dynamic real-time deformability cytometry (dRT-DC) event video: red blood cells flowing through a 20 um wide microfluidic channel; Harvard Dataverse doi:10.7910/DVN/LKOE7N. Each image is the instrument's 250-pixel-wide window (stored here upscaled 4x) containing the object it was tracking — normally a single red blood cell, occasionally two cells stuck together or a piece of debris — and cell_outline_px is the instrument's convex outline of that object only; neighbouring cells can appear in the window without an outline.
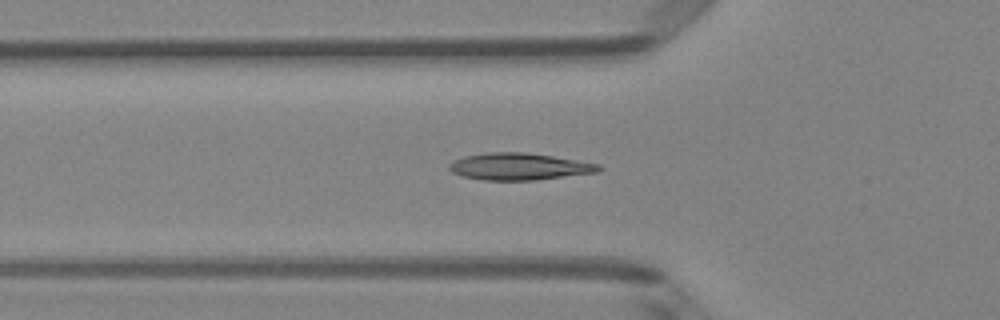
{"species": "Egyptian fruit bat (a non-hibernating species)", "species_latin": "Rousettus aegyptiacus", "temperature_condition": "room temperature", "stored_images_in_passage": 41, "camera_frame_rate_fps": 3000, "um_per_image_px": 0.085, "animal": {"sex": "female"}, "frame": {"image": 1, "passage_image": 10, "time_ms": 3.0, "image_size_px": [1000, 320], "cell_outline_px": [[604, 168], [600, 172], [536, 180], [480, 180], [460, 176], [452, 172], [448, 168], [448, 164], [464, 156], [488, 152], [524, 152], [552, 156], [600, 164]], "centroid_in_image_um": [44.14, 14.16], "position_along_channel_um": 81.7, "area_um2": 23.64}}
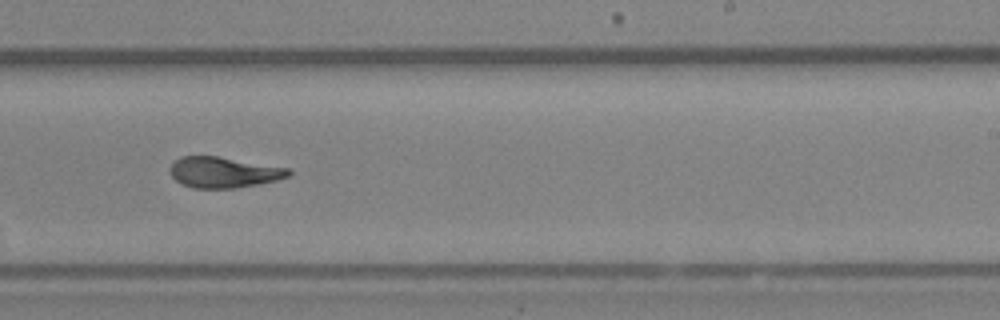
{"frame": {"image": 2, "passage_image": 24, "time_ms": 7.667, "image_size_px": [1000, 320], "cell_outline_px": [[292, 176], [276, 180], [236, 188], [192, 188], [180, 184], [172, 176], [172, 164], [180, 156], [216, 156], [288, 168], [292, 172]], "centroid_in_image_um": [19.03, 14.65], "position_along_channel_um": 270.0, "area_um2": 21.04}}
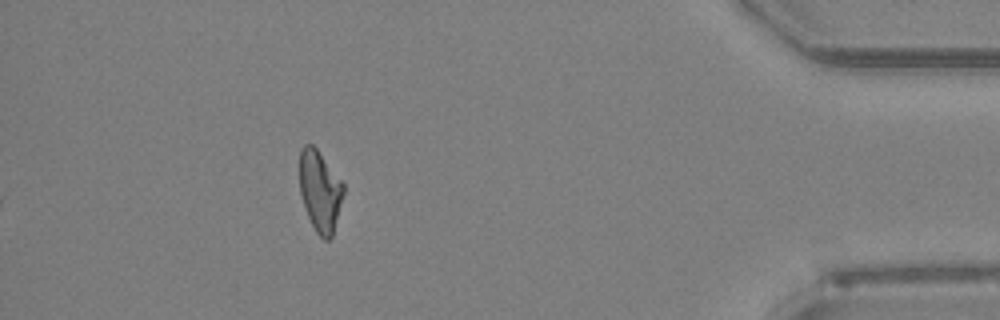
{"frame": {"image": 3, "passage_image": 38, "time_ms": 12.333, "image_size_px": [1000, 320], "cell_outline_px": [[344, 192], [332, 236], [328, 240], [324, 240], [316, 232], [308, 216], [300, 192], [300, 148], [304, 144], [312, 144], [316, 148], [344, 184]], "centroid_in_image_um": [27.19, 16.22], "position_along_channel_um": 408.0, "area_um2": 20.4}}